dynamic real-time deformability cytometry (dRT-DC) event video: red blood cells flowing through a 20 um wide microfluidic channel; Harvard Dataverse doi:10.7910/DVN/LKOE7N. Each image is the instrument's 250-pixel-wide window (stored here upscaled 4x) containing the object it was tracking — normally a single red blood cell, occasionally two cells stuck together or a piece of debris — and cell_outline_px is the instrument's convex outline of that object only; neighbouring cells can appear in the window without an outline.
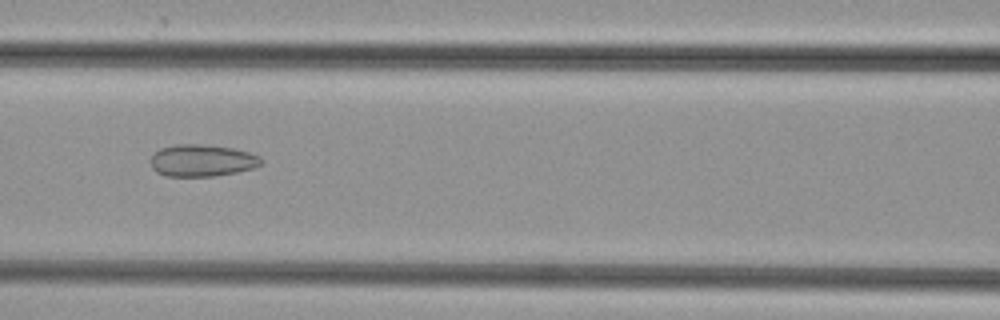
{"species": "common noctule bat (a hibernating species)", "species_latin": "Nyctalus noctula", "temperature_condition": "cold", "stored_images_in_passage": 29, "camera_frame_rate_fps": 3000, "um_per_image_px": 0.085, "animal": {"sex": "female", "body_mass_g": 29.2, "forearm_length_mm": 56.3}, "frame": {"image": 1, "passage_image": 12, "time_ms": 3.667, "image_size_px": [1000, 320], "cell_outline_px": [[264, 160], [256, 168], [216, 176], [164, 176], [156, 172], [152, 168], [148, 160], [160, 148], [176, 144], [208, 144], [232, 148], [248, 152], [260, 156]], "centroid_in_image_um": [17.16, 13.64], "position_along_channel_um": 149.4, "area_um2": 20.92}}
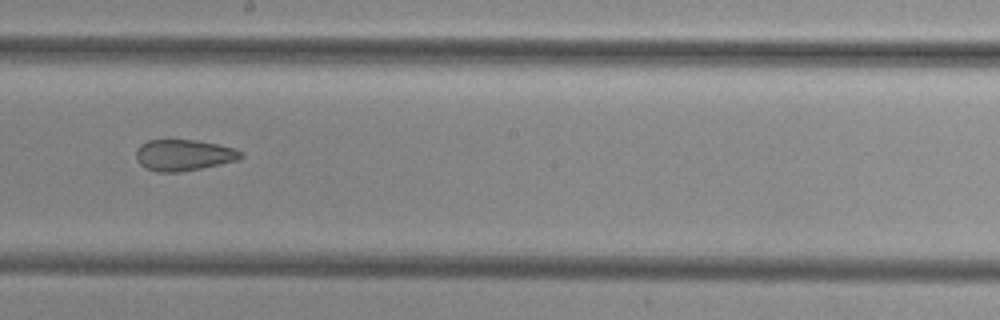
{"frame": {"image": 2, "passage_image": 18, "time_ms": 5.667, "image_size_px": [1000, 320], "cell_outline_px": [[244, 156], [240, 160], [180, 172], [156, 172], [144, 168], [136, 160], [136, 148], [140, 144], [148, 140], [196, 140], [236, 148], [244, 152]], "centroid_in_image_um": [15.62, 13.18], "position_along_channel_um": 232.6, "area_um2": 19.31}}
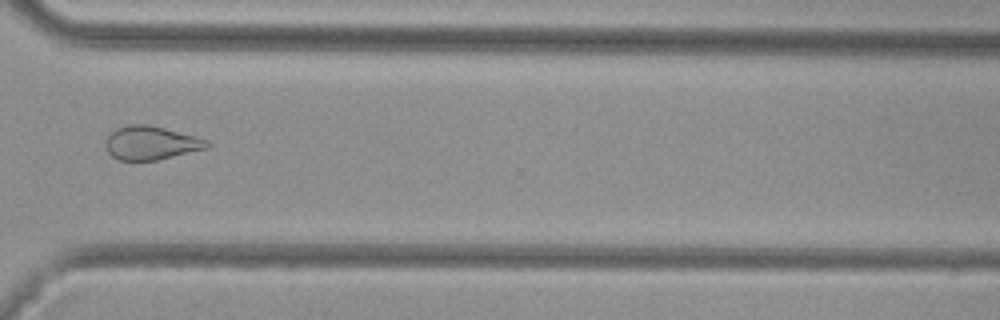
{"frame": {"image": 3, "passage_image": 27, "time_ms": 8.667, "image_size_px": [1000, 320], "cell_outline_px": [[212, 144], [208, 148], [156, 160], [120, 160], [112, 156], [108, 152], [104, 144], [104, 140], [116, 128], [128, 124], [148, 124], [196, 136], [208, 140]], "centroid_in_image_um": [12.83, 12.14], "position_along_channel_um": 357.8, "area_um2": 19.94}}